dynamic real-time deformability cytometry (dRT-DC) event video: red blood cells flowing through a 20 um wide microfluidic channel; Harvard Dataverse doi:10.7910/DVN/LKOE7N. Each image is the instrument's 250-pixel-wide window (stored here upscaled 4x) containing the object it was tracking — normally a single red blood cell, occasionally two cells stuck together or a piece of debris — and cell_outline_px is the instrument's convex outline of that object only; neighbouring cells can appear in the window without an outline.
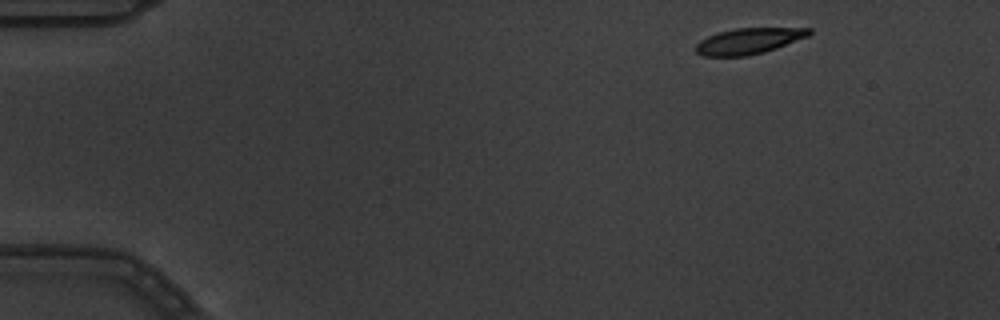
{"species": "common noctule bat (a hibernating species)", "species_latin": "Nyctalus noctula", "temperature_condition": "warm", "stored_images_in_passage": 5, "camera_frame_rate_fps": 3000, "um_per_image_px": 0.085, "animal": {"sex": "male", "body_mass_g": 19.5, "forearm_length_mm": 54.6}, "frame": {"image": 1, "passage_image": 1, "time_ms": 0.0, "image_size_px": [1000, 320], "cell_outline_px": [[812, 32], [808, 36], [776, 48], [764, 52], [748, 56], [704, 56], [696, 52], [696, 44], [700, 40], [716, 32], [736, 28], [812, 28]], "centroid_in_image_um": [63.62, 3.48], "position_along_channel_um": 21.4, "area_um2": 17.11}}
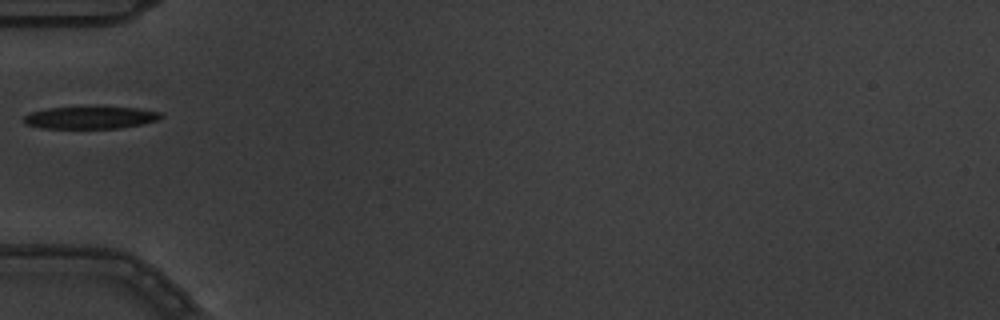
{"frame": {"image": 2, "passage_image": 4, "time_ms": 1.0, "image_size_px": [1000, 320], "cell_outline_px": [[164, 116], [156, 120], [144, 124], [116, 128], [40, 128], [24, 124], [24, 116], [32, 112], [48, 108], [96, 104], [136, 108], [160, 112]], "centroid_in_image_um": [7.69, 9.95], "position_along_channel_um": 77.3, "area_um2": 18.67}}